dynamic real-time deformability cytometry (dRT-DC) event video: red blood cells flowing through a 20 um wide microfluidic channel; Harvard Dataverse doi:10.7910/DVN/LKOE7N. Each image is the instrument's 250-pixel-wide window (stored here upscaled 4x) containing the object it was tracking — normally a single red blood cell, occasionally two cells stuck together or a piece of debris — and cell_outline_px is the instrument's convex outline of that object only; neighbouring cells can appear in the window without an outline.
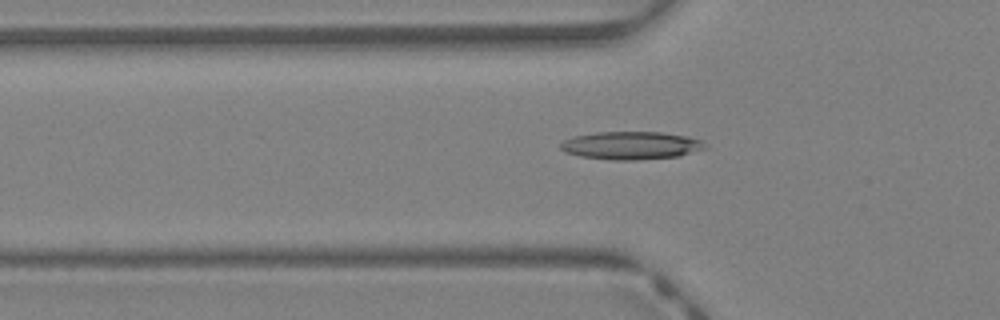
{"species": "Egyptian fruit bat (a non-hibernating species)", "species_latin": "Rousettus aegyptiacus", "temperature_condition": "warm", "stored_images_in_passage": 2, "camera_frame_rate_fps": 3000, "um_per_image_px": 0.085, "animal": {"sex": "female"}, "frame": {"image": 1, "passage_image": 2, "time_ms": 0.333, "image_size_px": [1000, 320], "cell_outline_px": [[708, 148], [680, 156], [636, 160], [612, 160], [580, 156], [564, 152], [560, 148], [560, 144], [564, 140], [576, 136], [596, 132], [660, 132], [688, 136], [700, 140]], "centroid_in_image_um": [53.65, 12.37], "position_along_channel_um": 72.1, "area_um2": 23.52}}